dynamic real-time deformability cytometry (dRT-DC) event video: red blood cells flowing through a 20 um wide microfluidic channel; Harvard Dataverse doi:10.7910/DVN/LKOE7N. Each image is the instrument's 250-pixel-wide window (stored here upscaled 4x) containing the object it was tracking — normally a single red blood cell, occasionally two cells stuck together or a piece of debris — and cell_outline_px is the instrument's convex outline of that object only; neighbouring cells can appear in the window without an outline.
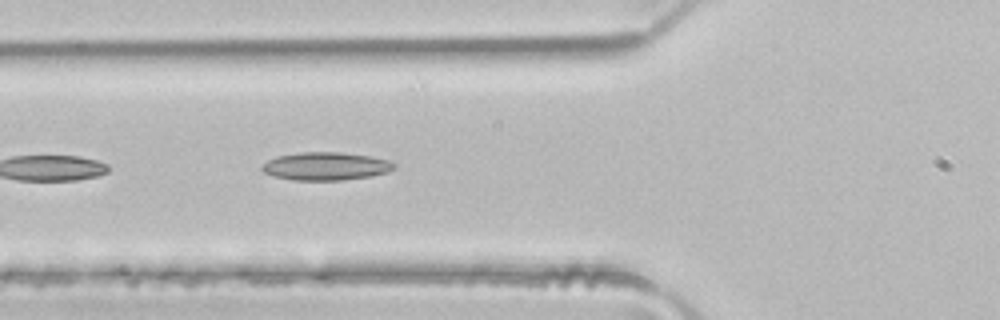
{"species": "common noctule bat (a hibernating species)", "species_latin": "Nyctalus noctula", "temperature_condition": "room temperature", "stored_images_in_passage": 13, "camera_frame_rate_fps": 3000, "um_per_image_px": 0.085, "animal": {"sex": "male", "body_mass_g": 21.5, "forearm_length_mm": 52.0}, "frame": {"image": 1, "passage_image": 4, "time_ms": 1.0, "image_size_px": [1000, 320], "cell_outline_px": [[396, 164], [388, 172], [368, 176], [340, 180], [292, 180], [272, 176], [264, 172], [260, 168], [268, 160], [276, 156], [300, 152], [340, 152], [372, 156], [388, 160]], "centroid_in_image_um": [27.66, 14.12], "position_along_channel_um": 98.1, "area_um2": 21.5}}
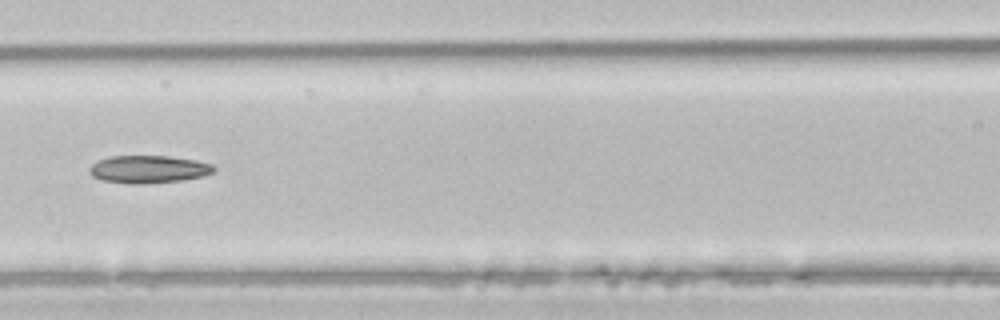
{"frame": {"image": 2, "passage_image": 8, "time_ms": 2.333, "image_size_px": [1000, 320], "cell_outline_px": [[216, 168], [212, 172], [204, 176], [180, 180], [144, 184], [128, 184], [100, 180], [92, 176], [88, 172], [88, 168], [92, 164], [108, 156], [168, 156], [196, 160], [212, 164]], "centroid_in_image_um": [12.58, 14.39], "position_along_channel_um": 154.0, "area_um2": 20.17}}
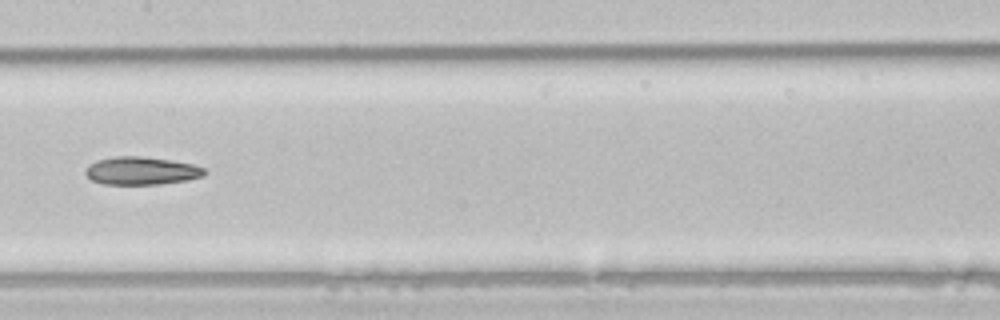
{"frame": {"image": 3, "passage_image": 11, "time_ms": 3.333, "image_size_px": [1000, 320], "cell_outline_px": [[208, 172], [204, 176], [188, 180], [160, 184], [104, 184], [92, 180], [84, 172], [84, 168], [88, 164], [96, 160], [116, 156], [140, 156], [172, 160], [192, 164], [204, 168]], "centroid_in_image_um": [12.02, 14.51], "position_along_channel_um": 195.4, "area_um2": 19.54}}